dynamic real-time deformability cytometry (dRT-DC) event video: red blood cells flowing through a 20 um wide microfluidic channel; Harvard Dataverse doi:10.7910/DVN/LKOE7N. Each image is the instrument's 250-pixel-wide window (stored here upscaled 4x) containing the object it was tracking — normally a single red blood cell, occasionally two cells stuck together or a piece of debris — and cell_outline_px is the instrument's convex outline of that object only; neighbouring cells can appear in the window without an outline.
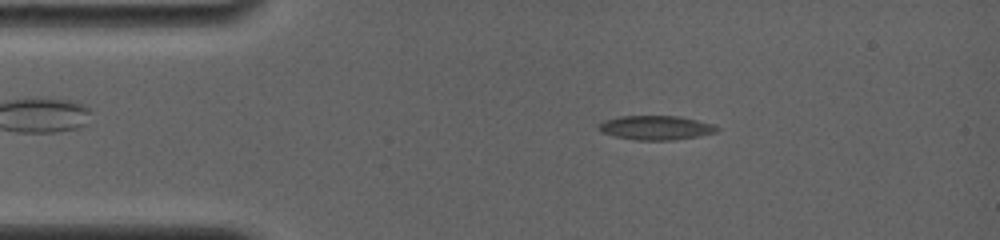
{"species": "common noctule bat (a hibernating species)", "species_latin": "Nyctalus noctula", "temperature_condition": "room temperature", "stored_images_in_passage": 65, "camera_frame_rate_fps": 4000, "um_per_image_px": 0.085, "animal": {"sex": "female", "body_mass_g": 19.0, "forearm_length_mm": 56.7}, "frame": {"image": 1, "passage_image": 11, "time_ms": 2.5, "image_size_px": [1000, 240], "cell_outline_px": [[720, 128], [716, 132], [700, 136], [672, 140], [636, 140], [616, 136], [600, 132], [596, 128], [596, 124], [604, 120], [620, 116], [680, 116], [716, 124]], "centroid_in_image_um": [55.75, 10.85], "position_along_channel_um": 29.3, "area_um2": 16.94}}
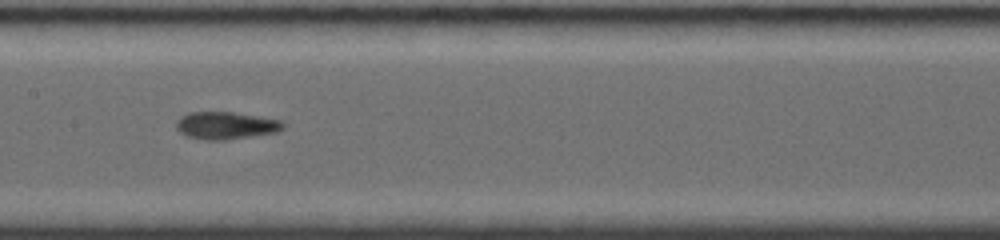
{"frame": {"image": 2, "passage_image": 32, "time_ms": 7.75, "image_size_px": [1000, 240], "cell_outline_px": [[284, 128], [276, 132], [224, 140], [204, 140], [188, 136], [180, 132], [176, 128], [176, 120], [180, 116], [188, 112], [232, 112], [284, 120]], "centroid_in_image_um": [19.19, 10.65], "position_along_channel_um": 188.2, "area_um2": 17.11}}
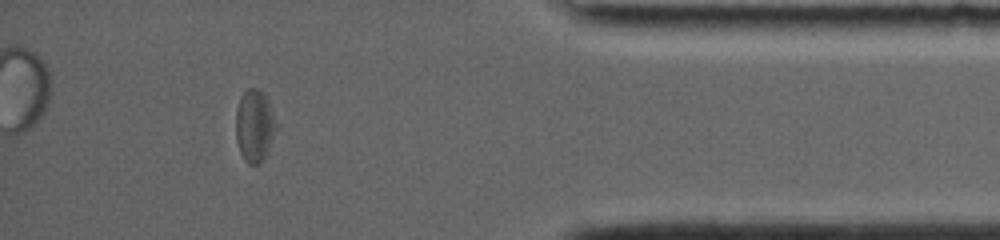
{"frame": {"image": 3, "passage_image": 58, "time_ms": 14.25, "image_size_px": [1000, 240], "cell_outline_px": [[276, 128], [264, 160], [260, 164], [248, 164], [244, 160], [240, 152], [236, 140], [236, 112], [240, 100], [244, 92], [248, 88], [260, 88], [268, 104]], "centroid_in_image_um": [21.6, 10.74], "position_along_channel_um": 413.6, "area_um2": 16.47}, "authors_computed_cell_mechanics": {"area_um2": 16.7042, "velocity_mm_per_s": 3.8229, "shape_relaxation_time_tau1_ms": null, "shape_relaxation_time_tau2_ms": 2.5623, "deformation_change_tau1": null, "deformation_change_tau2": 0.0667}}